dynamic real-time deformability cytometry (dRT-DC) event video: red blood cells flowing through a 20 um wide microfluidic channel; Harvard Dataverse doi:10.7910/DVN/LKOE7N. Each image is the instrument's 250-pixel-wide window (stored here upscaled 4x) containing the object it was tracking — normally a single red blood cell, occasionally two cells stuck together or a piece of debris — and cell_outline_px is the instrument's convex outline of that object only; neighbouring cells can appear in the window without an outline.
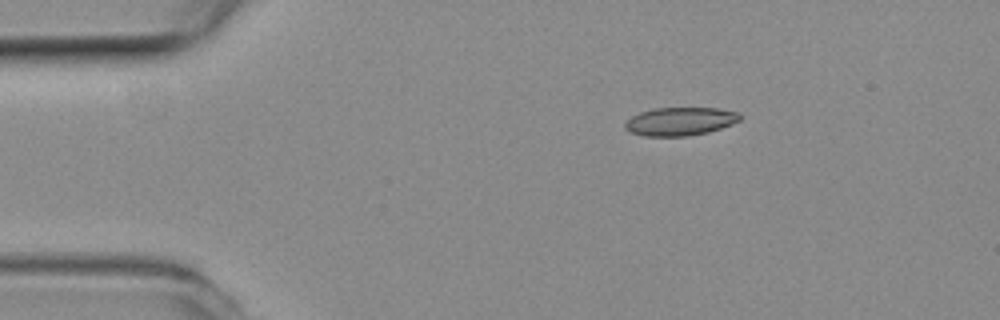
{"species": "common noctule bat (a hibernating species)", "species_latin": "Nyctalus noctula", "temperature_condition": "room temperature", "stored_images_in_passage": 36, "camera_frame_rate_fps": 3000, "um_per_image_px": 0.085, "animal": {"sex": "female", "body_mass_g": 19.3, "forearm_length_mm": 54.1}, "frame": {"image": 1, "passage_image": 1, "time_ms": 0.0, "image_size_px": [1000, 320], "cell_outline_px": [[740, 120], [732, 124], [708, 132], [688, 136], [644, 136], [628, 132], [624, 128], [624, 124], [632, 116], [640, 112], [652, 108], [720, 108], [740, 112]], "centroid_in_image_um": [57.8, 10.31], "position_along_channel_um": 27.2, "area_um2": 19.07}}
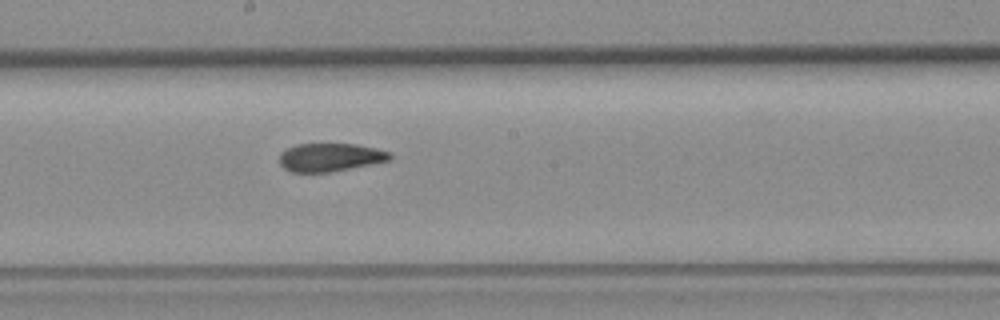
{"frame": {"image": 2, "passage_image": 21, "time_ms": 6.667, "image_size_px": [1000, 320], "cell_outline_px": [[392, 156], [388, 160], [328, 172], [292, 172], [284, 168], [280, 164], [280, 152], [296, 144], [352, 144], [376, 148], [388, 152]], "centroid_in_image_um": [28.0, 13.36], "position_along_channel_um": 220.2, "area_um2": 17.74}}
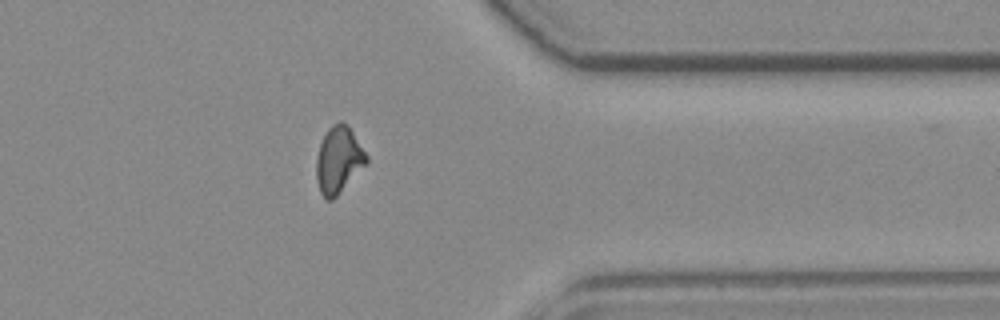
{"frame": {"image": 3, "passage_image": 35, "time_ms": 11.333, "image_size_px": [1000, 320], "cell_outline_px": [[368, 160], [336, 196], [332, 200], [328, 200], [320, 192], [316, 180], [316, 156], [320, 144], [328, 128], [332, 124], [340, 120], [344, 120], [348, 124], [368, 156]], "centroid_in_image_um": [28.75, 13.53], "position_along_channel_um": 382.6, "area_um2": 19.25}}